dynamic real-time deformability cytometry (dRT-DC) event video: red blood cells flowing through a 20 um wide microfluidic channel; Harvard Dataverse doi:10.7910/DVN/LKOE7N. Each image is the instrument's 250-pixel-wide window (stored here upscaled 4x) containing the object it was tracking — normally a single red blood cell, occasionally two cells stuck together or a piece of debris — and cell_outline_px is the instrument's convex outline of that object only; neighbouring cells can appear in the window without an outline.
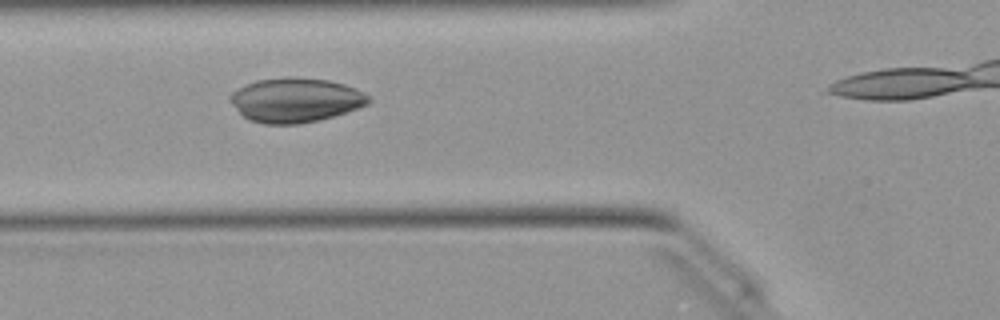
{"species": "Egyptian fruit bat (a non-hibernating species)", "species_latin": "Rousettus aegyptiacus", "temperature_condition": "warm", "stored_images_in_passage": 21, "camera_frame_rate_fps": 3000, "um_per_image_px": 0.085, "animal": {"sex": "female"}, "frame": {"image": 1, "passage_image": 11, "time_ms": 3.333, "image_size_px": [1000, 320], "cell_outline_px": [[372, 100], [368, 104], [320, 120], [296, 124], [264, 124], [248, 120], [228, 100], [228, 96], [232, 92], [256, 80], [292, 76], [328, 80], [344, 84], [356, 88], [364, 92]], "centroid_in_image_um": [25.11, 8.5], "position_along_channel_um": 100.7, "area_um2": 35.72}}
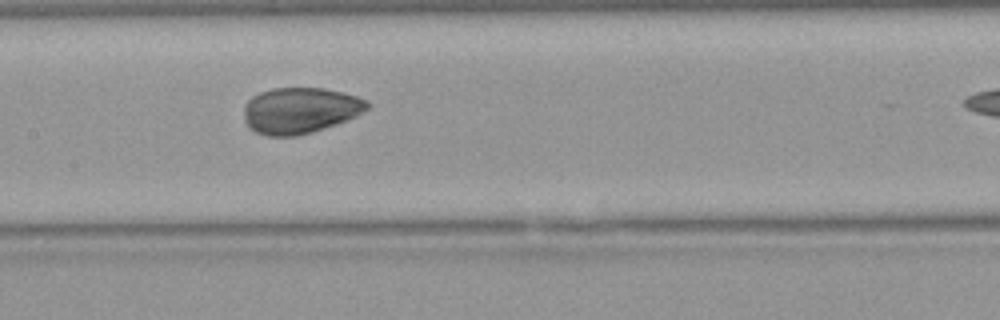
{"frame": {"image": 2, "passage_image": 17, "time_ms": 5.333, "image_size_px": [1000, 320], "cell_outline_px": [[372, 104], [368, 108], [356, 116], [324, 128], [312, 132], [296, 136], [268, 136], [256, 132], [248, 128], [244, 120], [244, 104], [252, 96], [260, 92], [272, 88], [324, 88], [344, 92], [368, 100]], "centroid_in_image_um": [25.49, 9.38], "position_along_channel_um": 181.9, "area_um2": 33.29}}
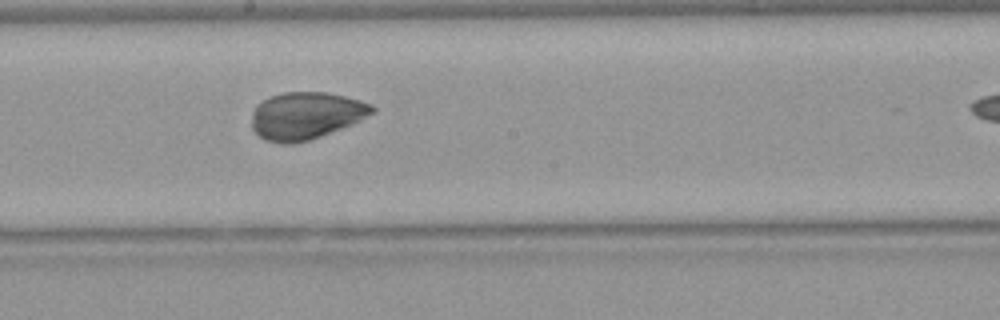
{"frame": {"image": 3, "passage_image": 20, "time_ms": 6.333, "image_size_px": [1000, 320], "cell_outline_px": [[376, 112], [352, 124], [320, 136], [308, 140], [292, 144], [284, 144], [264, 140], [252, 128], [252, 112], [256, 104], [272, 96], [284, 92], [328, 92], [360, 100], [372, 104], [376, 108]], "centroid_in_image_um": [26.01, 9.82], "position_along_channel_um": 222.2, "area_um2": 33.18}}